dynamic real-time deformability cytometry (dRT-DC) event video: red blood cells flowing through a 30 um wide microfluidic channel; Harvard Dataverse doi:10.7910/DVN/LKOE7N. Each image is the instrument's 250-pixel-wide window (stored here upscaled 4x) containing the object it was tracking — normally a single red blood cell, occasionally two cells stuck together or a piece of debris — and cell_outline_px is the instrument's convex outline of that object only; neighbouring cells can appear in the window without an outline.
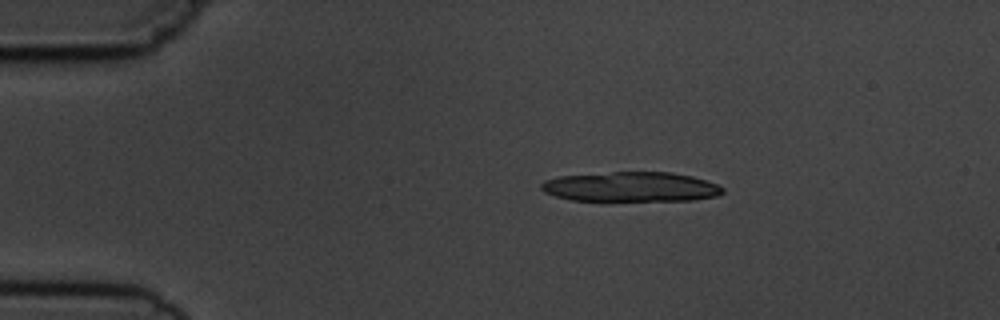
{"species": "common noctule bat (a hibernating species)", "species_latin": "Nyctalus noctula", "temperature_condition": "cold", "stored_images_in_passage": 3, "camera_frame_rate_fps": 3000, "um_per_image_px": 0.085, "animal": {"sex": "male", "body_mass_g": 19.5, "forearm_length_mm": 54.6}, "frame": {"image": 1, "passage_image": 2, "time_ms": 1.0, "image_size_px": [1000, 320], "cell_outline_px": [[724, 192], [716, 196], [692, 200], [572, 200], [556, 196], [544, 192], [540, 188], [540, 184], [544, 180], [560, 176], [612, 172], [672, 172], [692, 176], [716, 184], [724, 188]], "centroid_in_image_um": [53.62, 15.87], "position_along_channel_um": 31.4, "area_um2": 31.27}}